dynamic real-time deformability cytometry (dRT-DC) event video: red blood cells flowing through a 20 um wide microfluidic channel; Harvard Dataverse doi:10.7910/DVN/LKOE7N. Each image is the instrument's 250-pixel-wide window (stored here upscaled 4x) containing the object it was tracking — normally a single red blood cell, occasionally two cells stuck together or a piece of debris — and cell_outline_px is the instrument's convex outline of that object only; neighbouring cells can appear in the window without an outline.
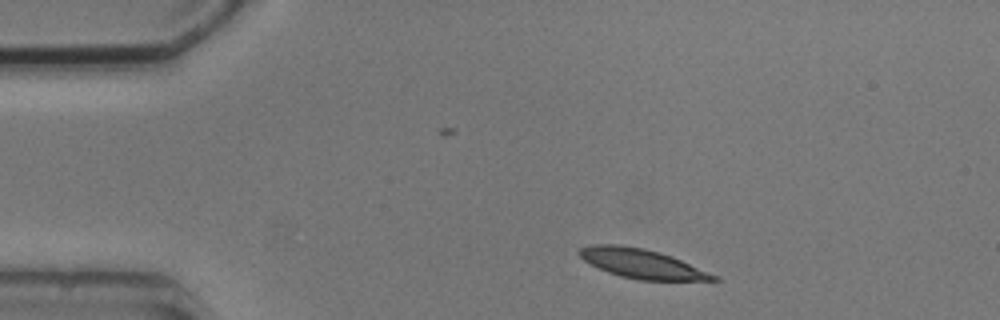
{"species": "common noctule bat (a hibernating species)", "species_latin": "Nyctalus noctula", "temperature_condition": "cold", "stored_images_in_passage": 5, "camera_frame_rate_fps": 3000, "um_per_image_px": 0.085, "animal": {"sex": "male", "body_mass_g": 20.5, "forearm_length_mm": 52.5}, "frame": {"image": 1, "passage_image": 1, "time_ms": 0.0, "image_size_px": [1000, 320], "cell_outline_px": [[720, 280], [640, 280], [620, 276], [608, 272], [584, 260], [576, 252], [580, 248], [592, 244], [620, 244], [644, 248], [660, 252], [672, 256], [716, 276]], "centroid_in_image_um": [54.49, 22.39], "position_along_channel_um": 30.5, "area_um2": 22.6}}